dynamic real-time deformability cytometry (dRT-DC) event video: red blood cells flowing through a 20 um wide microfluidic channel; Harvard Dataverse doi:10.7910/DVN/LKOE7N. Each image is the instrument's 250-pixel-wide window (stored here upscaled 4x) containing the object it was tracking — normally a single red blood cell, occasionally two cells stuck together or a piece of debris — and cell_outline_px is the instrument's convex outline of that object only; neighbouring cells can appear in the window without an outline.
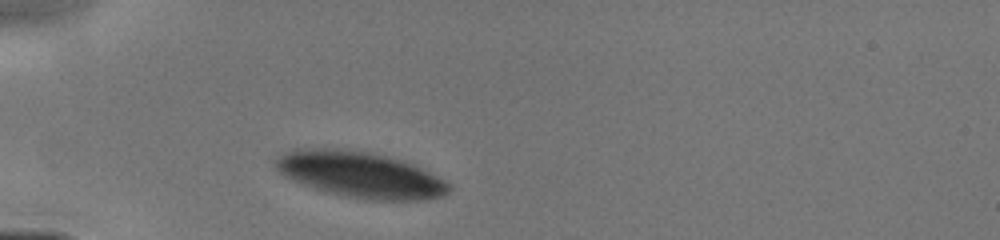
{"species": "human", "species_latin": "Homo sapiens", "temperature_condition": "cold", "stored_images_in_passage": 1, "camera_frame_rate_fps": 3000, "um_per_image_px": 0.085, "donor": {"sex": "male"}, "frame": {"image": 1, "passage_image": 1, "time_ms": 0.0, "image_size_px": [1000, 240], "cell_outline_px": [[452, 188], [444, 196], [428, 200], [368, 200], [340, 196], [324, 192], [312, 188], [292, 180], [284, 176], [276, 168], [276, 160], [284, 152], [292, 148], [352, 148], [372, 152], [404, 160], [452, 184]], "centroid_in_image_um": [30.62, 14.84], "position_along_channel_um": 54.4, "area_um2": 47.22}}